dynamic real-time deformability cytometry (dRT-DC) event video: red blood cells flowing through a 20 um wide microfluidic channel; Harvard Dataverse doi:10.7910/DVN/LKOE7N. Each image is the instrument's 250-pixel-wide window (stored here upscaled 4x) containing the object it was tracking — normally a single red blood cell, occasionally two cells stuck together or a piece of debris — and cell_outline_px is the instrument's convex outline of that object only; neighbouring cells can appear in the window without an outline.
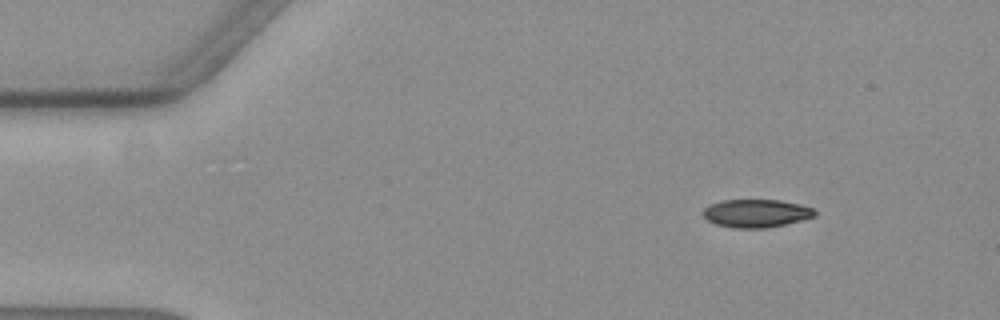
{"species": "common noctule bat (a hibernating species)", "species_latin": "Nyctalus noctula", "temperature_condition": "warm", "stored_images_in_passage": 51, "camera_frame_rate_fps": 3000, "um_per_image_px": 0.085, "animal": {"sex": "female", "body_mass_g": 19.3, "forearm_length_mm": 54.1}, "frame": {"image": 1, "passage_image": 1, "time_ms": 0.0, "image_size_px": [1000, 320], "cell_outline_px": [[816, 216], [784, 224], [764, 228], [736, 228], [716, 224], [708, 220], [704, 216], [704, 208], [712, 204], [724, 200], [780, 200], [800, 204], [812, 208], [816, 212]], "centroid_in_image_um": [64.3, 18.13], "position_along_channel_um": 20.7, "area_um2": 17.98}}
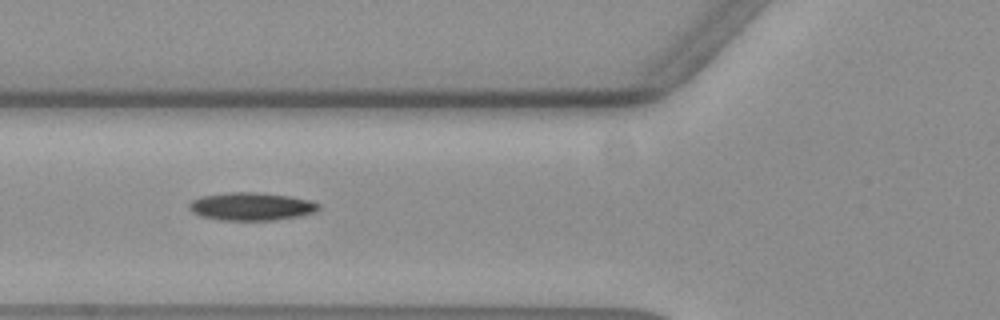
{"frame": {"image": 2, "passage_image": 15, "time_ms": 4.667, "image_size_px": [1000, 320], "cell_outline_px": [[320, 208], [312, 212], [300, 216], [276, 220], [220, 220], [200, 216], [192, 212], [188, 208], [188, 204], [192, 200], [204, 196], [228, 192], [256, 192], [288, 196], [308, 200], [320, 204]], "centroid_in_image_um": [21.33, 17.55], "position_along_channel_um": 104.5, "area_um2": 20.98}}
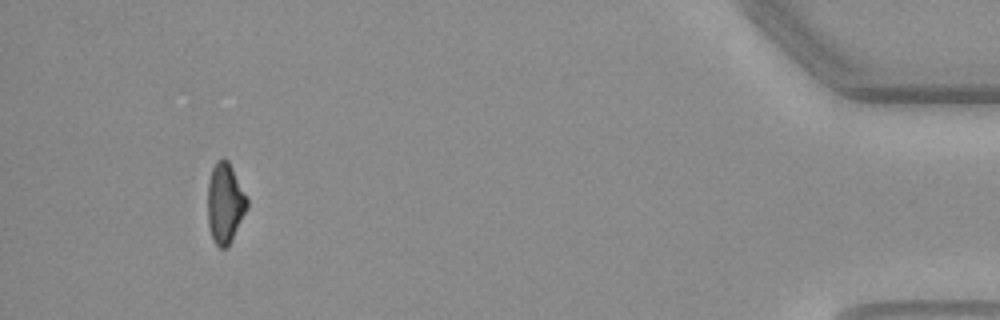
{"frame": {"image": 3, "passage_image": 47, "time_ms": 15.333, "image_size_px": [1000, 320], "cell_outline_px": [[248, 208], [228, 248], [220, 248], [212, 240], [208, 224], [208, 180], [212, 168], [216, 160], [224, 156], [228, 160], [248, 200]], "centroid_in_image_um": [19.12, 17.28], "position_along_channel_um": 416.1, "area_um2": 18.61}, "authors_computed_cell_mechanics": {"area_um2": 19.941, "velocity_mm_per_s": 3.61, "shape_relaxation_time_tau1_ms": 8.8761, "shape_relaxation_time_tau2_ms": null, "deformation_change_tau1": 0.2279, "deformation_change_tau2": null}}